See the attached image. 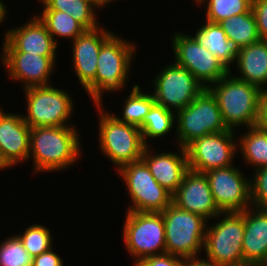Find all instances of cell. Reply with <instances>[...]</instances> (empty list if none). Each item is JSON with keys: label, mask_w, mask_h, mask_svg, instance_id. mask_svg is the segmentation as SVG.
<instances>
[{"label": "cell", "mask_w": 267, "mask_h": 266, "mask_svg": "<svg viewBox=\"0 0 267 266\" xmlns=\"http://www.w3.org/2000/svg\"><path fill=\"white\" fill-rule=\"evenodd\" d=\"M79 132L75 126L31 128L29 158L34 172L61 171L76 163L81 155Z\"/></svg>", "instance_id": "1"}, {"label": "cell", "mask_w": 267, "mask_h": 266, "mask_svg": "<svg viewBox=\"0 0 267 266\" xmlns=\"http://www.w3.org/2000/svg\"><path fill=\"white\" fill-rule=\"evenodd\" d=\"M231 74L229 71L208 87L218 102L225 125L230 130L258 125L263 91Z\"/></svg>", "instance_id": "2"}, {"label": "cell", "mask_w": 267, "mask_h": 266, "mask_svg": "<svg viewBox=\"0 0 267 266\" xmlns=\"http://www.w3.org/2000/svg\"><path fill=\"white\" fill-rule=\"evenodd\" d=\"M135 44L113 34L98 54L95 89L89 94L95 106H101L104 92H117L125 87L135 50Z\"/></svg>", "instance_id": "3"}, {"label": "cell", "mask_w": 267, "mask_h": 266, "mask_svg": "<svg viewBox=\"0 0 267 266\" xmlns=\"http://www.w3.org/2000/svg\"><path fill=\"white\" fill-rule=\"evenodd\" d=\"M102 106L95 107L100 113L98 144L103 154L117 170L127 163L141 160L146 145L140 128L118 121L109 111L105 112Z\"/></svg>", "instance_id": "4"}, {"label": "cell", "mask_w": 267, "mask_h": 266, "mask_svg": "<svg viewBox=\"0 0 267 266\" xmlns=\"http://www.w3.org/2000/svg\"><path fill=\"white\" fill-rule=\"evenodd\" d=\"M162 213L166 253L183 259L198 257L204 247L207 220L171 203Z\"/></svg>", "instance_id": "5"}, {"label": "cell", "mask_w": 267, "mask_h": 266, "mask_svg": "<svg viewBox=\"0 0 267 266\" xmlns=\"http://www.w3.org/2000/svg\"><path fill=\"white\" fill-rule=\"evenodd\" d=\"M222 218L206 230V259L217 266H246L243 261L244 211L222 212Z\"/></svg>", "instance_id": "6"}, {"label": "cell", "mask_w": 267, "mask_h": 266, "mask_svg": "<svg viewBox=\"0 0 267 266\" xmlns=\"http://www.w3.org/2000/svg\"><path fill=\"white\" fill-rule=\"evenodd\" d=\"M176 135L179 147H186L199 137L229 130L225 125L218 102L205 88L188 106L176 112Z\"/></svg>", "instance_id": "7"}, {"label": "cell", "mask_w": 267, "mask_h": 266, "mask_svg": "<svg viewBox=\"0 0 267 266\" xmlns=\"http://www.w3.org/2000/svg\"><path fill=\"white\" fill-rule=\"evenodd\" d=\"M126 249L135 262L166 253L164 220L161 212L127 211L123 226Z\"/></svg>", "instance_id": "8"}, {"label": "cell", "mask_w": 267, "mask_h": 266, "mask_svg": "<svg viewBox=\"0 0 267 266\" xmlns=\"http://www.w3.org/2000/svg\"><path fill=\"white\" fill-rule=\"evenodd\" d=\"M27 114L22 115L30 128L43 126H75L67 121L73 114V101L66 90L48 86L24 89Z\"/></svg>", "instance_id": "9"}, {"label": "cell", "mask_w": 267, "mask_h": 266, "mask_svg": "<svg viewBox=\"0 0 267 266\" xmlns=\"http://www.w3.org/2000/svg\"><path fill=\"white\" fill-rule=\"evenodd\" d=\"M117 171L131 199L132 206L127 211L163 212L172 203V194L154 179L142 159L127 163Z\"/></svg>", "instance_id": "10"}, {"label": "cell", "mask_w": 267, "mask_h": 266, "mask_svg": "<svg viewBox=\"0 0 267 266\" xmlns=\"http://www.w3.org/2000/svg\"><path fill=\"white\" fill-rule=\"evenodd\" d=\"M153 81L155 103L175 113L193 102L206 88L189 70L175 62L163 67Z\"/></svg>", "instance_id": "11"}, {"label": "cell", "mask_w": 267, "mask_h": 266, "mask_svg": "<svg viewBox=\"0 0 267 266\" xmlns=\"http://www.w3.org/2000/svg\"><path fill=\"white\" fill-rule=\"evenodd\" d=\"M234 130L211 133L196 138L185 149L187 152L189 170L205 173L212 169L228 167L232 164L238 152Z\"/></svg>", "instance_id": "12"}, {"label": "cell", "mask_w": 267, "mask_h": 266, "mask_svg": "<svg viewBox=\"0 0 267 266\" xmlns=\"http://www.w3.org/2000/svg\"><path fill=\"white\" fill-rule=\"evenodd\" d=\"M174 62L189 70L206 88L223 78L229 70L191 35L175 33L172 37Z\"/></svg>", "instance_id": "13"}, {"label": "cell", "mask_w": 267, "mask_h": 266, "mask_svg": "<svg viewBox=\"0 0 267 266\" xmlns=\"http://www.w3.org/2000/svg\"><path fill=\"white\" fill-rule=\"evenodd\" d=\"M239 170L231 165L204 173L221 212H243L252 206L250 179Z\"/></svg>", "instance_id": "14"}, {"label": "cell", "mask_w": 267, "mask_h": 266, "mask_svg": "<svg viewBox=\"0 0 267 266\" xmlns=\"http://www.w3.org/2000/svg\"><path fill=\"white\" fill-rule=\"evenodd\" d=\"M103 27L85 30L72 42L73 68L88 95L95 89L98 54L101 46L113 35Z\"/></svg>", "instance_id": "15"}, {"label": "cell", "mask_w": 267, "mask_h": 266, "mask_svg": "<svg viewBox=\"0 0 267 266\" xmlns=\"http://www.w3.org/2000/svg\"><path fill=\"white\" fill-rule=\"evenodd\" d=\"M172 203L206 220L220 218L222 213L215 203L205 174L191 170L184 175L182 183L172 195Z\"/></svg>", "instance_id": "16"}, {"label": "cell", "mask_w": 267, "mask_h": 266, "mask_svg": "<svg viewBox=\"0 0 267 266\" xmlns=\"http://www.w3.org/2000/svg\"><path fill=\"white\" fill-rule=\"evenodd\" d=\"M30 132L21 114L6 113L0 106L1 170L29 159Z\"/></svg>", "instance_id": "17"}, {"label": "cell", "mask_w": 267, "mask_h": 266, "mask_svg": "<svg viewBox=\"0 0 267 266\" xmlns=\"http://www.w3.org/2000/svg\"><path fill=\"white\" fill-rule=\"evenodd\" d=\"M3 62L13 81L18 80L23 89L34 86H48L50 74L55 69L56 56H40L28 52H2Z\"/></svg>", "instance_id": "18"}, {"label": "cell", "mask_w": 267, "mask_h": 266, "mask_svg": "<svg viewBox=\"0 0 267 266\" xmlns=\"http://www.w3.org/2000/svg\"><path fill=\"white\" fill-rule=\"evenodd\" d=\"M2 52H28L40 56H56L57 44L38 16L20 27L8 29Z\"/></svg>", "instance_id": "19"}, {"label": "cell", "mask_w": 267, "mask_h": 266, "mask_svg": "<svg viewBox=\"0 0 267 266\" xmlns=\"http://www.w3.org/2000/svg\"><path fill=\"white\" fill-rule=\"evenodd\" d=\"M149 146L145 147L141 159L148 166L154 179L173 195L182 183L184 175L189 171L186 149L180 147L179 154L154 153L150 151Z\"/></svg>", "instance_id": "20"}, {"label": "cell", "mask_w": 267, "mask_h": 266, "mask_svg": "<svg viewBox=\"0 0 267 266\" xmlns=\"http://www.w3.org/2000/svg\"><path fill=\"white\" fill-rule=\"evenodd\" d=\"M242 250L246 266H267V209L244 210Z\"/></svg>", "instance_id": "21"}, {"label": "cell", "mask_w": 267, "mask_h": 266, "mask_svg": "<svg viewBox=\"0 0 267 266\" xmlns=\"http://www.w3.org/2000/svg\"><path fill=\"white\" fill-rule=\"evenodd\" d=\"M235 62L240 71L236 78L267 91V41L259 40L239 49Z\"/></svg>", "instance_id": "22"}, {"label": "cell", "mask_w": 267, "mask_h": 266, "mask_svg": "<svg viewBox=\"0 0 267 266\" xmlns=\"http://www.w3.org/2000/svg\"><path fill=\"white\" fill-rule=\"evenodd\" d=\"M197 42L208 49L229 71L235 63L238 49L229 41L219 23L206 20L193 36Z\"/></svg>", "instance_id": "23"}, {"label": "cell", "mask_w": 267, "mask_h": 266, "mask_svg": "<svg viewBox=\"0 0 267 266\" xmlns=\"http://www.w3.org/2000/svg\"><path fill=\"white\" fill-rule=\"evenodd\" d=\"M227 38L239 50L260 40L256 18L252 9L244 14L235 15L219 22Z\"/></svg>", "instance_id": "24"}, {"label": "cell", "mask_w": 267, "mask_h": 266, "mask_svg": "<svg viewBox=\"0 0 267 266\" xmlns=\"http://www.w3.org/2000/svg\"><path fill=\"white\" fill-rule=\"evenodd\" d=\"M237 144L243 160L255 167L254 170L267 166V131L259 125L248 127Z\"/></svg>", "instance_id": "25"}, {"label": "cell", "mask_w": 267, "mask_h": 266, "mask_svg": "<svg viewBox=\"0 0 267 266\" xmlns=\"http://www.w3.org/2000/svg\"><path fill=\"white\" fill-rule=\"evenodd\" d=\"M43 10H59L71 15L86 30L99 27L97 9H94L89 0H40Z\"/></svg>", "instance_id": "26"}, {"label": "cell", "mask_w": 267, "mask_h": 266, "mask_svg": "<svg viewBox=\"0 0 267 266\" xmlns=\"http://www.w3.org/2000/svg\"><path fill=\"white\" fill-rule=\"evenodd\" d=\"M176 113L164 106L154 103L145 115L143 125L140 128L142 139L146 146L148 138H160L172 130L176 124Z\"/></svg>", "instance_id": "27"}, {"label": "cell", "mask_w": 267, "mask_h": 266, "mask_svg": "<svg viewBox=\"0 0 267 266\" xmlns=\"http://www.w3.org/2000/svg\"><path fill=\"white\" fill-rule=\"evenodd\" d=\"M38 17L46 25L56 44L58 40H55V36L73 41L86 30L71 15L59 10H42Z\"/></svg>", "instance_id": "28"}, {"label": "cell", "mask_w": 267, "mask_h": 266, "mask_svg": "<svg viewBox=\"0 0 267 266\" xmlns=\"http://www.w3.org/2000/svg\"><path fill=\"white\" fill-rule=\"evenodd\" d=\"M154 103L155 99L152 93L148 94L147 92H141L138 84H134L131 93L126 100H124L122 118L112 112L111 114L118 121L141 128L145 115L149 112Z\"/></svg>", "instance_id": "29"}, {"label": "cell", "mask_w": 267, "mask_h": 266, "mask_svg": "<svg viewBox=\"0 0 267 266\" xmlns=\"http://www.w3.org/2000/svg\"><path fill=\"white\" fill-rule=\"evenodd\" d=\"M196 3L207 4L206 20L219 23L235 15H241L252 9V0H198Z\"/></svg>", "instance_id": "30"}, {"label": "cell", "mask_w": 267, "mask_h": 266, "mask_svg": "<svg viewBox=\"0 0 267 266\" xmlns=\"http://www.w3.org/2000/svg\"><path fill=\"white\" fill-rule=\"evenodd\" d=\"M50 230L41 224L27 226L23 234H18V238L22 241L24 248L33 258L50 250L53 246Z\"/></svg>", "instance_id": "31"}, {"label": "cell", "mask_w": 267, "mask_h": 266, "mask_svg": "<svg viewBox=\"0 0 267 266\" xmlns=\"http://www.w3.org/2000/svg\"><path fill=\"white\" fill-rule=\"evenodd\" d=\"M32 260L17 235L0 244V266H32Z\"/></svg>", "instance_id": "32"}, {"label": "cell", "mask_w": 267, "mask_h": 266, "mask_svg": "<svg viewBox=\"0 0 267 266\" xmlns=\"http://www.w3.org/2000/svg\"><path fill=\"white\" fill-rule=\"evenodd\" d=\"M253 176L250 180L252 206L267 209V166L256 169Z\"/></svg>", "instance_id": "33"}, {"label": "cell", "mask_w": 267, "mask_h": 266, "mask_svg": "<svg viewBox=\"0 0 267 266\" xmlns=\"http://www.w3.org/2000/svg\"><path fill=\"white\" fill-rule=\"evenodd\" d=\"M186 259L164 253L149 256L134 262V266H185Z\"/></svg>", "instance_id": "34"}, {"label": "cell", "mask_w": 267, "mask_h": 266, "mask_svg": "<svg viewBox=\"0 0 267 266\" xmlns=\"http://www.w3.org/2000/svg\"><path fill=\"white\" fill-rule=\"evenodd\" d=\"M252 11L260 40L267 41V0H252Z\"/></svg>", "instance_id": "35"}, {"label": "cell", "mask_w": 267, "mask_h": 266, "mask_svg": "<svg viewBox=\"0 0 267 266\" xmlns=\"http://www.w3.org/2000/svg\"><path fill=\"white\" fill-rule=\"evenodd\" d=\"M63 259L53 251V247L33 257L32 266H64Z\"/></svg>", "instance_id": "36"}, {"label": "cell", "mask_w": 267, "mask_h": 266, "mask_svg": "<svg viewBox=\"0 0 267 266\" xmlns=\"http://www.w3.org/2000/svg\"><path fill=\"white\" fill-rule=\"evenodd\" d=\"M258 125L267 131V91L263 92L260 104V117Z\"/></svg>", "instance_id": "37"}, {"label": "cell", "mask_w": 267, "mask_h": 266, "mask_svg": "<svg viewBox=\"0 0 267 266\" xmlns=\"http://www.w3.org/2000/svg\"><path fill=\"white\" fill-rule=\"evenodd\" d=\"M185 266H217L215 263L208 259H199L198 257H193L190 259H186Z\"/></svg>", "instance_id": "38"}, {"label": "cell", "mask_w": 267, "mask_h": 266, "mask_svg": "<svg viewBox=\"0 0 267 266\" xmlns=\"http://www.w3.org/2000/svg\"><path fill=\"white\" fill-rule=\"evenodd\" d=\"M92 4V6L95 8H100V7H103L108 4V3H113V1H116V0H89Z\"/></svg>", "instance_id": "39"}, {"label": "cell", "mask_w": 267, "mask_h": 266, "mask_svg": "<svg viewBox=\"0 0 267 266\" xmlns=\"http://www.w3.org/2000/svg\"><path fill=\"white\" fill-rule=\"evenodd\" d=\"M4 3L0 0V23H3L5 21L7 11Z\"/></svg>", "instance_id": "40"}, {"label": "cell", "mask_w": 267, "mask_h": 266, "mask_svg": "<svg viewBox=\"0 0 267 266\" xmlns=\"http://www.w3.org/2000/svg\"><path fill=\"white\" fill-rule=\"evenodd\" d=\"M0 170H1V150H0Z\"/></svg>", "instance_id": "41"}]
</instances>
